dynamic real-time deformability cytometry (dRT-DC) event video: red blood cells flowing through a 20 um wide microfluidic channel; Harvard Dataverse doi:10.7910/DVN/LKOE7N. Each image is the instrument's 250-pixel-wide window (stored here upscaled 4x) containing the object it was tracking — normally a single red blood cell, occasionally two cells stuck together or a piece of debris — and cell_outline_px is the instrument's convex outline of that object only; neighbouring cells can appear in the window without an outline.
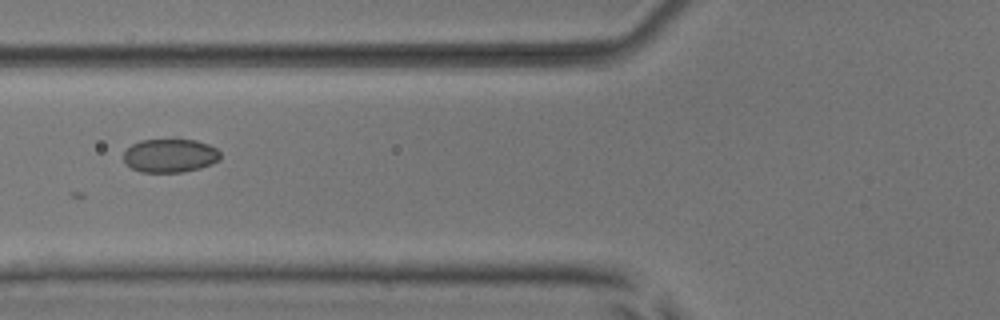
{"species": "common noctule bat (a hibernating species)", "species_latin": "Nyctalus noctula", "temperature_condition": "room temperature", "stored_images_in_passage": 5, "camera_frame_rate_fps": 3000, "um_per_image_px": 0.085, "animal": {"sex": "male", "body_mass_g": 17.9, "forearm_length_mm": 54.2}, "frame": {"image": 1, "passage_image": 2, "time_ms": 1.333, "image_size_px": [1000, 320], "cell_outline_px": [[220, 160], [212, 164], [200, 168], [184, 172], [140, 172], [132, 168], [124, 160], [124, 152], [132, 144], [140, 140], [196, 140], [208, 144], [216, 148], [220, 152]], "centroid_in_image_um": [14.48, 13.23], "position_along_channel_um": 111.3, "area_um2": 18.9}}
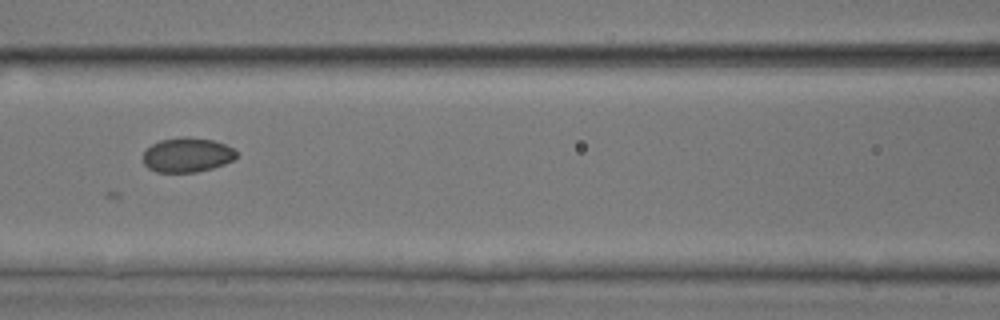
{"frame": {"image": 2, "passage_image": 3, "time_ms": 2.333, "image_size_px": [1000, 320], "cell_outline_px": [[236, 156], [232, 160], [224, 164], [212, 168], [196, 172], [156, 172], [148, 168], [144, 164], [144, 152], [152, 144], [160, 140], [184, 136], [212, 140], [224, 144], [232, 148], [236, 152]], "centroid_in_image_um": [15.89, 13.17], "position_along_channel_um": 150.7, "area_um2": 18.61}}